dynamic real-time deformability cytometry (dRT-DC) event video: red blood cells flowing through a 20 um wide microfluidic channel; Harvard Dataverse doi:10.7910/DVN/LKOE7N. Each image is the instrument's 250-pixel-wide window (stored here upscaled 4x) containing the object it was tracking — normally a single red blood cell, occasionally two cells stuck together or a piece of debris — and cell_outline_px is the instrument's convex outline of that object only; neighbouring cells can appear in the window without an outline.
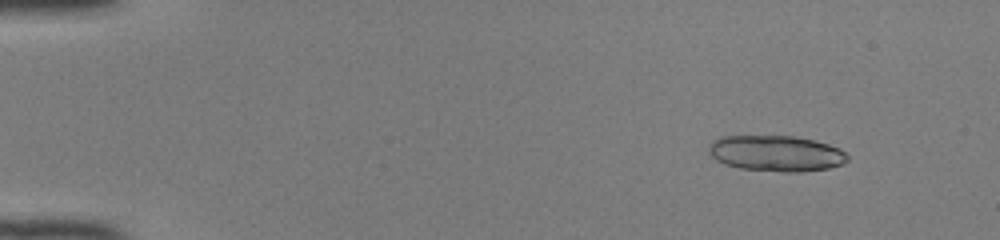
{"species": "common noctule bat (a hibernating species)", "species_latin": "Nyctalus noctula", "temperature_condition": "room temperature", "stored_images_in_passage": 22, "camera_frame_rate_fps": 3000, "um_per_image_px": 0.085, "animal": {"sex": "female", "body_mass_g": 22.0, "forearm_length_mm": 56.7}, "frame": {"image": 1, "passage_image": 3, "time_ms": 0.667, "image_size_px": [1000, 240], "cell_outline_px": [[848, 160], [844, 164], [828, 168], [800, 172], [784, 172], [740, 168], [724, 164], [716, 160], [708, 152], [708, 148], [712, 140], [720, 136], [796, 136], [816, 140], [840, 148], [848, 156]], "centroid_in_image_um": [65.97, 13.03], "position_along_channel_um": 19.0, "area_um2": 29.25}}